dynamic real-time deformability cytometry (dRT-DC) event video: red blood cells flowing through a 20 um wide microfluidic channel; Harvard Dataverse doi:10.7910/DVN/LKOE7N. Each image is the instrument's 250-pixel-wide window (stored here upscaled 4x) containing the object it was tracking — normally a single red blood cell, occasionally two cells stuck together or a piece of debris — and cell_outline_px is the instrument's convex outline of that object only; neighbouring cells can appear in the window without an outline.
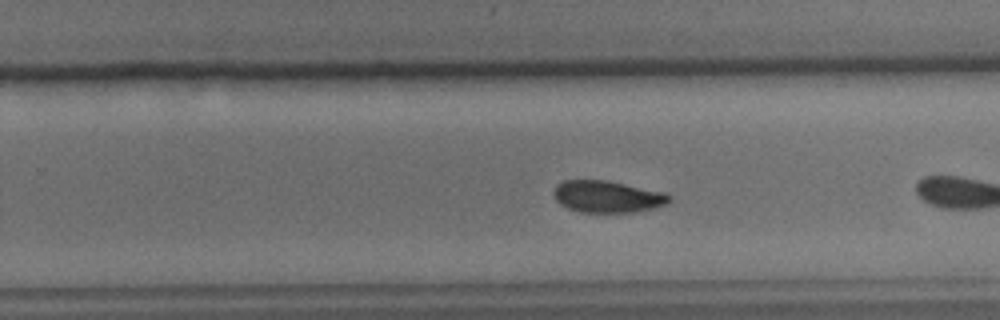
{"species": "common noctule bat (a hibernating species)", "species_latin": "Nyctalus noctula", "temperature_condition": "cold", "stored_images_in_passage": 21, "camera_frame_rate_fps": 3000, "um_per_image_px": 0.085, "animal": {"sex": "male", "body_mass_g": 15.6}, "frame": {"image": 1, "passage_image": 18, "time_ms": 5.667, "image_size_px": [1000, 320], "cell_outline_px": [[672, 200], [668, 204], [636, 212], [580, 212], [568, 208], [560, 204], [556, 200], [552, 192], [556, 184], [564, 180], [604, 180], [664, 192], [672, 196]], "centroid_in_image_um": [51.62, 16.71], "position_along_channel_um": 278.2, "area_um2": 21.5}}